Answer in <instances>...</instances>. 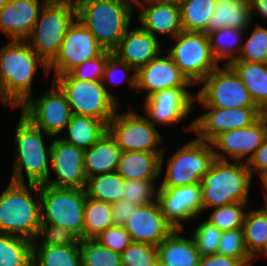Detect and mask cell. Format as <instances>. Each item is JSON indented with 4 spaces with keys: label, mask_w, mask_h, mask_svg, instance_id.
Segmentation results:
<instances>
[{
    "label": "cell",
    "mask_w": 267,
    "mask_h": 266,
    "mask_svg": "<svg viewBox=\"0 0 267 266\" xmlns=\"http://www.w3.org/2000/svg\"><path fill=\"white\" fill-rule=\"evenodd\" d=\"M190 86L192 84L168 54L157 56L137 70V89L147 90L145 98L165 89Z\"/></svg>",
    "instance_id": "7402d4cb"
},
{
    "label": "cell",
    "mask_w": 267,
    "mask_h": 266,
    "mask_svg": "<svg viewBox=\"0 0 267 266\" xmlns=\"http://www.w3.org/2000/svg\"><path fill=\"white\" fill-rule=\"evenodd\" d=\"M137 206L121 199L117 203L112 204V219L114 226L124 227L127 220L136 210Z\"/></svg>",
    "instance_id": "681fc988"
},
{
    "label": "cell",
    "mask_w": 267,
    "mask_h": 266,
    "mask_svg": "<svg viewBox=\"0 0 267 266\" xmlns=\"http://www.w3.org/2000/svg\"><path fill=\"white\" fill-rule=\"evenodd\" d=\"M266 137L267 113H264L256 122L248 127L227 131L217 136L211 142L215 159L227 161L226 156L220 153L222 150L231 159L233 158L234 162L246 164L262 145ZM246 156H248L247 159L245 158Z\"/></svg>",
    "instance_id": "e0dca14e"
},
{
    "label": "cell",
    "mask_w": 267,
    "mask_h": 266,
    "mask_svg": "<svg viewBox=\"0 0 267 266\" xmlns=\"http://www.w3.org/2000/svg\"><path fill=\"white\" fill-rule=\"evenodd\" d=\"M52 81L65 94L72 113L90 116L108 125L119 104L102 81H81L69 74L53 77Z\"/></svg>",
    "instance_id": "52a82bcc"
},
{
    "label": "cell",
    "mask_w": 267,
    "mask_h": 266,
    "mask_svg": "<svg viewBox=\"0 0 267 266\" xmlns=\"http://www.w3.org/2000/svg\"><path fill=\"white\" fill-rule=\"evenodd\" d=\"M243 232L246 249L253 259L267 251V205L246 212Z\"/></svg>",
    "instance_id": "4dcf8cb0"
},
{
    "label": "cell",
    "mask_w": 267,
    "mask_h": 266,
    "mask_svg": "<svg viewBox=\"0 0 267 266\" xmlns=\"http://www.w3.org/2000/svg\"><path fill=\"white\" fill-rule=\"evenodd\" d=\"M48 0H10L0 9V29L11 42H30L40 10Z\"/></svg>",
    "instance_id": "ffe728a7"
},
{
    "label": "cell",
    "mask_w": 267,
    "mask_h": 266,
    "mask_svg": "<svg viewBox=\"0 0 267 266\" xmlns=\"http://www.w3.org/2000/svg\"><path fill=\"white\" fill-rule=\"evenodd\" d=\"M164 163V153L124 151L121 153L116 172L124 180L157 179Z\"/></svg>",
    "instance_id": "d4e9b609"
},
{
    "label": "cell",
    "mask_w": 267,
    "mask_h": 266,
    "mask_svg": "<svg viewBox=\"0 0 267 266\" xmlns=\"http://www.w3.org/2000/svg\"><path fill=\"white\" fill-rule=\"evenodd\" d=\"M108 132L115 139L117 145L124 151H147L162 153L157 145L161 141L156 126L142 115L129 111L117 114L108 123Z\"/></svg>",
    "instance_id": "4fadbf2b"
},
{
    "label": "cell",
    "mask_w": 267,
    "mask_h": 266,
    "mask_svg": "<svg viewBox=\"0 0 267 266\" xmlns=\"http://www.w3.org/2000/svg\"><path fill=\"white\" fill-rule=\"evenodd\" d=\"M174 41L168 55L191 84L200 85L219 66L211 51L209 37L204 32L183 30Z\"/></svg>",
    "instance_id": "9c48e42d"
},
{
    "label": "cell",
    "mask_w": 267,
    "mask_h": 266,
    "mask_svg": "<svg viewBox=\"0 0 267 266\" xmlns=\"http://www.w3.org/2000/svg\"><path fill=\"white\" fill-rule=\"evenodd\" d=\"M133 72V74L129 77V71ZM125 72L122 76L123 77H119V81L118 82H125L126 80L128 81V83L130 84V86L132 88H136L137 89V69L131 65H129L128 63L122 61L121 59H119L114 53H112L106 61L105 67H104V72H103V77H102V82L103 81H109V83L112 84H119L116 81V74L118 72ZM122 72V73H123ZM121 76V75H120ZM125 78V79H124ZM116 82H115V81ZM115 82V83H114Z\"/></svg>",
    "instance_id": "7dc6e473"
},
{
    "label": "cell",
    "mask_w": 267,
    "mask_h": 266,
    "mask_svg": "<svg viewBox=\"0 0 267 266\" xmlns=\"http://www.w3.org/2000/svg\"><path fill=\"white\" fill-rule=\"evenodd\" d=\"M249 5H250L252 18L254 15L253 13L256 11L263 18L267 19V0H251L249 2Z\"/></svg>",
    "instance_id": "f5cc1de1"
},
{
    "label": "cell",
    "mask_w": 267,
    "mask_h": 266,
    "mask_svg": "<svg viewBox=\"0 0 267 266\" xmlns=\"http://www.w3.org/2000/svg\"><path fill=\"white\" fill-rule=\"evenodd\" d=\"M112 204L86 197L82 239H95L113 226Z\"/></svg>",
    "instance_id": "836d02e7"
},
{
    "label": "cell",
    "mask_w": 267,
    "mask_h": 266,
    "mask_svg": "<svg viewBox=\"0 0 267 266\" xmlns=\"http://www.w3.org/2000/svg\"><path fill=\"white\" fill-rule=\"evenodd\" d=\"M154 181L156 180H125L122 199L136 206L157 202L159 188L155 187Z\"/></svg>",
    "instance_id": "b9f144b4"
},
{
    "label": "cell",
    "mask_w": 267,
    "mask_h": 266,
    "mask_svg": "<svg viewBox=\"0 0 267 266\" xmlns=\"http://www.w3.org/2000/svg\"><path fill=\"white\" fill-rule=\"evenodd\" d=\"M157 201L166 221L183 230V222L196 218L203 211L201 184L180 187H159Z\"/></svg>",
    "instance_id": "2e32d148"
},
{
    "label": "cell",
    "mask_w": 267,
    "mask_h": 266,
    "mask_svg": "<svg viewBox=\"0 0 267 266\" xmlns=\"http://www.w3.org/2000/svg\"><path fill=\"white\" fill-rule=\"evenodd\" d=\"M215 4L216 0H184L179 3L183 30L204 32Z\"/></svg>",
    "instance_id": "d590c367"
},
{
    "label": "cell",
    "mask_w": 267,
    "mask_h": 266,
    "mask_svg": "<svg viewBox=\"0 0 267 266\" xmlns=\"http://www.w3.org/2000/svg\"><path fill=\"white\" fill-rule=\"evenodd\" d=\"M0 266H33V241L0 233Z\"/></svg>",
    "instance_id": "1f68e13d"
},
{
    "label": "cell",
    "mask_w": 267,
    "mask_h": 266,
    "mask_svg": "<svg viewBox=\"0 0 267 266\" xmlns=\"http://www.w3.org/2000/svg\"><path fill=\"white\" fill-rule=\"evenodd\" d=\"M85 188H58L40 184L41 220L75 233L82 239Z\"/></svg>",
    "instance_id": "ba28073f"
},
{
    "label": "cell",
    "mask_w": 267,
    "mask_h": 266,
    "mask_svg": "<svg viewBox=\"0 0 267 266\" xmlns=\"http://www.w3.org/2000/svg\"><path fill=\"white\" fill-rule=\"evenodd\" d=\"M122 150L107 131L94 145L84 150V171L89 177L115 172Z\"/></svg>",
    "instance_id": "484cf974"
},
{
    "label": "cell",
    "mask_w": 267,
    "mask_h": 266,
    "mask_svg": "<svg viewBox=\"0 0 267 266\" xmlns=\"http://www.w3.org/2000/svg\"><path fill=\"white\" fill-rule=\"evenodd\" d=\"M200 84L203 87L195 94V98L203 107H257L249 90L229 64L216 67Z\"/></svg>",
    "instance_id": "8fae6325"
},
{
    "label": "cell",
    "mask_w": 267,
    "mask_h": 266,
    "mask_svg": "<svg viewBox=\"0 0 267 266\" xmlns=\"http://www.w3.org/2000/svg\"><path fill=\"white\" fill-rule=\"evenodd\" d=\"M235 60L267 64V28L256 25Z\"/></svg>",
    "instance_id": "60d3db41"
},
{
    "label": "cell",
    "mask_w": 267,
    "mask_h": 266,
    "mask_svg": "<svg viewBox=\"0 0 267 266\" xmlns=\"http://www.w3.org/2000/svg\"><path fill=\"white\" fill-rule=\"evenodd\" d=\"M181 231L174 229L157 246L159 266H198L201 256L194 240L179 236Z\"/></svg>",
    "instance_id": "83f0119b"
},
{
    "label": "cell",
    "mask_w": 267,
    "mask_h": 266,
    "mask_svg": "<svg viewBox=\"0 0 267 266\" xmlns=\"http://www.w3.org/2000/svg\"><path fill=\"white\" fill-rule=\"evenodd\" d=\"M193 231L191 237L201 257L217 253L221 230L203 220Z\"/></svg>",
    "instance_id": "f6af8a7d"
},
{
    "label": "cell",
    "mask_w": 267,
    "mask_h": 266,
    "mask_svg": "<svg viewBox=\"0 0 267 266\" xmlns=\"http://www.w3.org/2000/svg\"><path fill=\"white\" fill-rule=\"evenodd\" d=\"M125 180L115 171L87 179L85 191L88 197L113 204L123 197Z\"/></svg>",
    "instance_id": "d6a6232c"
},
{
    "label": "cell",
    "mask_w": 267,
    "mask_h": 266,
    "mask_svg": "<svg viewBox=\"0 0 267 266\" xmlns=\"http://www.w3.org/2000/svg\"><path fill=\"white\" fill-rule=\"evenodd\" d=\"M38 237H43L38 244ZM80 238L71 230L55 226L49 223H42L39 226L33 246H69L79 245Z\"/></svg>",
    "instance_id": "7bdbcfd3"
},
{
    "label": "cell",
    "mask_w": 267,
    "mask_h": 266,
    "mask_svg": "<svg viewBox=\"0 0 267 266\" xmlns=\"http://www.w3.org/2000/svg\"><path fill=\"white\" fill-rule=\"evenodd\" d=\"M122 266H159L157 246L132 242L121 253Z\"/></svg>",
    "instance_id": "ee69618b"
},
{
    "label": "cell",
    "mask_w": 267,
    "mask_h": 266,
    "mask_svg": "<svg viewBox=\"0 0 267 266\" xmlns=\"http://www.w3.org/2000/svg\"><path fill=\"white\" fill-rule=\"evenodd\" d=\"M15 141L16 156L10 181L25 183V171L28 183L45 184L50 179L51 144L48 148L45 146L42 130L21 114L15 130Z\"/></svg>",
    "instance_id": "5b68a950"
},
{
    "label": "cell",
    "mask_w": 267,
    "mask_h": 266,
    "mask_svg": "<svg viewBox=\"0 0 267 266\" xmlns=\"http://www.w3.org/2000/svg\"><path fill=\"white\" fill-rule=\"evenodd\" d=\"M217 253L234 259L243 260L248 266H252L254 259L249 255L245 241L243 228L223 231Z\"/></svg>",
    "instance_id": "ab89813d"
},
{
    "label": "cell",
    "mask_w": 267,
    "mask_h": 266,
    "mask_svg": "<svg viewBox=\"0 0 267 266\" xmlns=\"http://www.w3.org/2000/svg\"><path fill=\"white\" fill-rule=\"evenodd\" d=\"M41 222L40 185L10 181L0 195V233L33 241Z\"/></svg>",
    "instance_id": "3957f363"
},
{
    "label": "cell",
    "mask_w": 267,
    "mask_h": 266,
    "mask_svg": "<svg viewBox=\"0 0 267 266\" xmlns=\"http://www.w3.org/2000/svg\"><path fill=\"white\" fill-rule=\"evenodd\" d=\"M204 108L208 112L194 119L187 130L196 132L197 139L209 143L221 133L252 125L264 114L258 107Z\"/></svg>",
    "instance_id": "9a60e30c"
},
{
    "label": "cell",
    "mask_w": 267,
    "mask_h": 266,
    "mask_svg": "<svg viewBox=\"0 0 267 266\" xmlns=\"http://www.w3.org/2000/svg\"><path fill=\"white\" fill-rule=\"evenodd\" d=\"M104 51L86 26L76 19L66 32L57 57L48 66L49 72L54 68L56 72L53 77L68 74L75 67L96 58Z\"/></svg>",
    "instance_id": "5bb4252c"
},
{
    "label": "cell",
    "mask_w": 267,
    "mask_h": 266,
    "mask_svg": "<svg viewBox=\"0 0 267 266\" xmlns=\"http://www.w3.org/2000/svg\"><path fill=\"white\" fill-rule=\"evenodd\" d=\"M77 19L98 43L113 51L129 29L134 10L132 0H74Z\"/></svg>",
    "instance_id": "7a4b0ae2"
},
{
    "label": "cell",
    "mask_w": 267,
    "mask_h": 266,
    "mask_svg": "<svg viewBox=\"0 0 267 266\" xmlns=\"http://www.w3.org/2000/svg\"><path fill=\"white\" fill-rule=\"evenodd\" d=\"M10 0H0V9L6 5Z\"/></svg>",
    "instance_id": "11a10c76"
},
{
    "label": "cell",
    "mask_w": 267,
    "mask_h": 266,
    "mask_svg": "<svg viewBox=\"0 0 267 266\" xmlns=\"http://www.w3.org/2000/svg\"><path fill=\"white\" fill-rule=\"evenodd\" d=\"M252 15L250 5L245 0H216L215 8L204 31L206 35L223 28L249 30Z\"/></svg>",
    "instance_id": "4316f807"
},
{
    "label": "cell",
    "mask_w": 267,
    "mask_h": 266,
    "mask_svg": "<svg viewBox=\"0 0 267 266\" xmlns=\"http://www.w3.org/2000/svg\"><path fill=\"white\" fill-rule=\"evenodd\" d=\"M39 64L49 74L48 65L28 42H9L0 48V101L21 107L32 96V80Z\"/></svg>",
    "instance_id": "6da1fadb"
},
{
    "label": "cell",
    "mask_w": 267,
    "mask_h": 266,
    "mask_svg": "<svg viewBox=\"0 0 267 266\" xmlns=\"http://www.w3.org/2000/svg\"><path fill=\"white\" fill-rule=\"evenodd\" d=\"M135 4L142 9L138 15L141 28L154 37L164 34L175 38L183 31L178 3L166 0H139Z\"/></svg>",
    "instance_id": "603a6c76"
},
{
    "label": "cell",
    "mask_w": 267,
    "mask_h": 266,
    "mask_svg": "<svg viewBox=\"0 0 267 266\" xmlns=\"http://www.w3.org/2000/svg\"><path fill=\"white\" fill-rule=\"evenodd\" d=\"M245 32L247 31L227 27L208 34L211 51L218 62L220 59H227L225 64H230L233 60L237 59L242 49L239 42L242 41L241 36ZM237 46L238 50L236 49ZM234 51H236V55L233 53Z\"/></svg>",
    "instance_id": "8d00e7d4"
},
{
    "label": "cell",
    "mask_w": 267,
    "mask_h": 266,
    "mask_svg": "<svg viewBox=\"0 0 267 266\" xmlns=\"http://www.w3.org/2000/svg\"><path fill=\"white\" fill-rule=\"evenodd\" d=\"M261 179H262V184L264 185V187L267 190V170L265 172H263L260 175ZM263 190V194H264V198H265V205H267V191Z\"/></svg>",
    "instance_id": "db71d44e"
},
{
    "label": "cell",
    "mask_w": 267,
    "mask_h": 266,
    "mask_svg": "<svg viewBox=\"0 0 267 266\" xmlns=\"http://www.w3.org/2000/svg\"><path fill=\"white\" fill-rule=\"evenodd\" d=\"M82 266H122L121 254L95 239H80Z\"/></svg>",
    "instance_id": "74e56055"
},
{
    "label": "cell",
    "mask_w": 267,
    "mask_h": 266,
    "mask_svg": "<svg viewBox=\"0 0 267 266\" xmlns=\"http://www.w3.org/2000/svg\"><path fill=\"white\" fill-rule=\"evenodd\" d=\"M249 171L255 174L259 172L261 175L267 170V137L264 139L262 145L255 151L252 158L246 163Z\"/></svg>",
    "instance_id": "f907efd6"
},
{
    "label": "cell",
    "mask_w": 267,
    "mask_h": 266,
    "mask_svg": "<svg viewBox=\"0 0 267 266\" xmlns=\"http://www.w3.org/2000/svg\"><path fill=\"white\" fill-rule=\"evenodd\" d=\"M187 89V87L169 88L147 97L144 101V109L150 122L154 126L182 122L192 111L196 96L191 95Z\"/></svg>",
    "instance_id": "d6986e66"
},
{
    "label": "cell",
    "mask_w": 267,
    "mask_h": 266,
    "mask_svg": "<svg viewBox=\"0 0 267 266\" xmlns=\"http://www.w3.org/2000/svg\"><path fill=\"white\" fill-rule=\"evenodd\" d=\"M112 53V51L105 50L101 55L97 56L96 58L87 60L81 65L75 67L68 74L73 79H78L81 81H102L107 58Z\"/></svg>",
    "instance_id": "bcb514c9"
},
{
    "label": "cell",
    "mask_w": 267,
    "mask_h": 266,
    "mask_svg": "<svg viewBox=\"0 0 267 266\" xmlns=\"http://www.w3.org/2000/svg\"><path fill=\"white\" fill-rule=\"evenodd\" d=\"M214 160L212 144L195 138L168 158L166 173L159 187L201 183V178L209 171Z\"/></svg>",
    "instance_id": "30bf717a"
},
{
    "label": "cell",
    "mask_w": 267,
    "mask_h": 266,
    "mask_svg": "<svg viewBox=\"0 0 267 266\" xmlns=\"http://www.w3.org/2000/svg\"><path fill=\"white\" fill-rule=\"evenodd\" d=\"M124 228L130 234L132 242L154 246H158L174 230L164 218L158 201L137 206Z\"/></svg>",
    "instance_id": "44dd1931"
},
{
    "label": "cell",
    "mask_w": 267,
    "mask_h": 266,
    "mask_svg": "<svg viewBox=\"0 0 267 266\" xmlns=\"http://www.w3.org/2000/svg\"><path fill=\"white\" fill-rule=\"evenodd\" d=\"M33 266H82L80 246H33Z\"/></svg>",
    "instance_id": "e575fe53"
},
{
    "label": "cell",
    "mask_w": 267,
    "mask_h": 266,
    "mask_svg": "<svg viewBox=\"0 0 267 266\" xmlns=\"http://www.w3.org/2000/svg\"><path fill=\"white\" fill-rule=\"evenodd\" d=\"M20 108L21 114L49 138L58 136L73 115L65 94L53 81L52 89L36 100L31 96Z\"/></svg>",
    "instance_id": "7c38bea8"
},
{
    "label": "cell",
    "mask_w": 267,
    "mask_h": 266,
    "mask_svg": "<svg viewBox=\"0 0 267 266\" xmlns=\"http://www.w3.org/2000/svg\"><path fill=\"white\" fill-rule=\"evenodd\" d=\"M66 128L69 137L62 140L82 150L89 149L108 131V125L101 120L74 114Z\"/></svg>",
    "instance_id": "f546056e"
},
{
    "label": "cell",
    "mask_w": 267,
    "mask_h": 266,
    "mask_svg": "<svg viewBox=\"0 0 267 266\" xmlns=\"http://www.w3.org/2000/svg\"><path fill=\"white\" fill-rule=\"evenodd\" d=\"M229 65L249 90L255 105L267 113V64L233 60Z\"/></svg>",
    "instance_id": "f1b7e54d"
},
{
    "label": "cell",
    "mask_w": 267,
    "mask_h": 266,
    "mask_svg": "<svg viewBox=\"0 0 267 266\" xmlns=\"http://www.w3.org/2000/svg\"><path fill=\"white\" fill-rule=\"evenodd\" d=\"M77 19L74 0H48L30 34L32 50L49 66L57 57L63 38Z\"/></svg>",
    "instance_id": "8992f818"
},
{
    "label": "cell",
    "mask_w": 267,
    "mask_h": 266,
    "mask_svg": "<svg viewBox=\"0 0 267 266\" xmlns=\"http://www.w3.org/2000/svg\"><path fill=\"white\" fill-rule=\"evenodd\" d=\"M215 159L201 178L203 211L231 203H247L252 173L242 162Z\"/></svg>",
    "instance_id": "277c9868"
},
{
    "label": "cell",
    "mask_w": 267,
    "mask_h": 266,
    "mask_svg": "<svg viewBox=\"0 0 267 266\" xmlns=\"http://www.w3.org/2000/svg\"><path fill=\"white\" fill-rule=\"evenodd\" d=\"M95 240L120 254L132 243L128 231L122 226L114 225L99 234Z\"/></svg>",
    "instance_id": "c3c4849f"
},
{
    "label": "cell",
    "mask_w": 267,
    "mask_h": 266,
    "mask_svg": "<svg viewBox=\"0 0 267 266\" xmlns=\"http://www.w3.org/2000/svg\"><path fill=\"white\" fill-rule=\"evenodd\" d=\"M84 150L58 138L52 139L50 163L57 178L45 183L58 188H85Z\"/></svg>",
    "instance_id": "ac0fdd59"
},
{
    "label": "cell",
    "mask_w": 267,
    "mask_h": 266,
    "mask_svg": "<svg viewBox=\"0 0 267 266\" xmlns=\"http://www.w3.org/2000/svg\"><path fill=\"white\" fill-rule=\"evenodd\" d=\"M198 266H248L243 260L234 259L219 253L200 258Z\"/></svg>",
    "instance_id": "816d5d0a"
},
{
    "label": "cell",
    "mask_w": 267,
    "mask_h": 266,
    "mask_svg": "<svg viewBox=\"0 0 267 266\" xmlns=\"http://www.w3.org/2000/svg\"><path fill=\"white\" fill-rule=\"evenodd\" d=\"M246 206L247 203L237 202L216 207L206 221L216 226L222 232L243 228L246 214L243 212V209Z\"/></svg>",
    "instance_id": "f35d334b"
},
{
    "label": "cell",
    "mask_w": 267,
    "mask_h": 266,
    "mask_svg": "<svg viewBox=\"0 0 267 266\" xmlns=\"http://www.w3.org/2000/svg\"><path fill=\"white\" fill-rule=\"evenodd\" d=\"M161 45L157 37L141 27L127 30L118 46L112 51L119 59L137 70L160 55Z\"/></svg>",
    "instance_id": "cb8c5ba5"
},
{
    "label": "cell",
    "mask_w": 267,
    "mask_h": 266,
    "mask_svg": "<svg viewBox=\"0 0 267 266\" xmlns=\"http://www.w3.org/2000/svg\"><path fill=\"white\" fill-rule=\"evenodd\" d=\"M166 1H171V2H174V3H181L182 1H184V0H166Z\"/></svg>",
    "instance_id": "9f6ffc18"
}]
</instances>
